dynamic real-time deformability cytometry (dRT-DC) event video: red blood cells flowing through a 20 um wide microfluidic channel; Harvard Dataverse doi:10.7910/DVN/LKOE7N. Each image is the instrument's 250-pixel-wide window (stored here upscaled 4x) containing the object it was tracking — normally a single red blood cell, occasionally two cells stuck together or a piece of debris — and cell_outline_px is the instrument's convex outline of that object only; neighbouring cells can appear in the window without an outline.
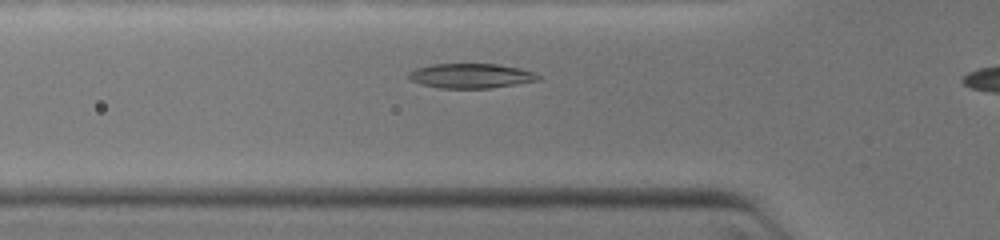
{"species": "common noctule bat (a hibernating species)", "species_latin": "Nyctalus noctula", "temperature_condition": "warm", "stored_images_in_passage": 10, "camera_frame_rate_fps": 3000, "um_per_image_px": 0.085, "animal": {"sex": "female", "body_mass_g": 19.0, "forearm_length_mm": 51.5}, "frame": {"image": 1, "passage_image": 7, "time_ms": 2.0, "image_size_px": [1000, 240], "cell_outline_px": [[540, 80], [516, 84], [488, 88], [440, 88], [420, 84], [408, 80], [408, 72], [416, 68], [432, 64], [496, 64], [520, 68], [536, 72], [540, 76]], "centroid_in_image_um": [40.01, 6.44], "position_along_channel_um": 85.8, "area_um2": 18.73}}
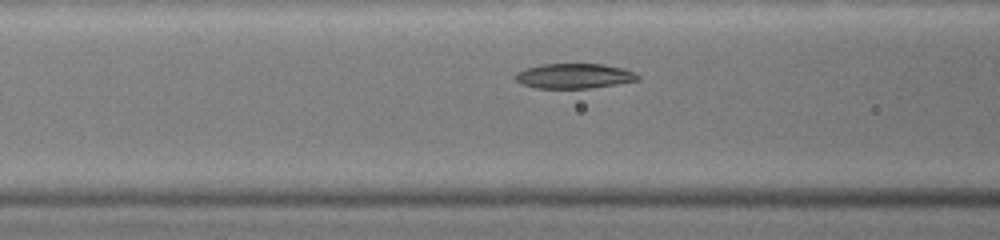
{"frame": {"image": 2, "passage_image": 9, "time_ms": 2.667, "image_size_px": [1000, 240], "cell_outline_px": [[640, 80], [616, 84], [588, 88], [536, 88], [524, 84], [516, 80], [512, 76], [516, 72], [524, 68], [540, 64], [604, 64], [624, 68], [636, 72], [640, 76]], "centroid_in_image_um": [48.81, 6.44], "position_along_channel_um": 117.8, "area_um2": 17.98}}